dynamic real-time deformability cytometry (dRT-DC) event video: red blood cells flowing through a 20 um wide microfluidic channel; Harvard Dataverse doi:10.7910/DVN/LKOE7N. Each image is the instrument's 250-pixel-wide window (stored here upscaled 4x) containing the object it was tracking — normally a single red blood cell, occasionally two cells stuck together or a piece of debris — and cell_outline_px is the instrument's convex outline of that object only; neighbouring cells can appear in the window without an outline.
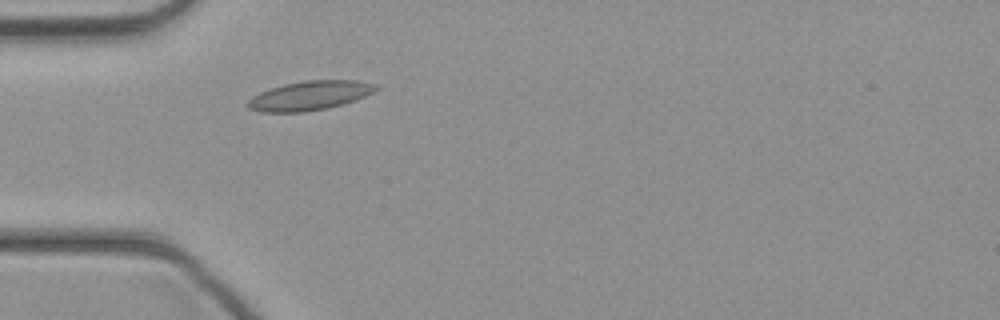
{"species": "common noctule bat (a hibernating species)", "species_latin": "Nyctalus noctula", "temperature_condition": "cold", "stored_images_in_passage": 37, "camera_frame_rate_fps": 3000, "um_per_image_px": 0.085, "animal": {"sex": "female", "body_mass_g": 21.9}, "frame": {"image": 1, "passage_image": 6, "time_ms": 1.667, "image_size_px": [1000, 320], "cell_outline_px": [[380, 88], [364, 96], [344, 104], [328, 108], [304, 112], [260, 112], [248, 108], [248, 100], [252, 96], [260, 92], [284, 84], [304, 80], [356, 80], [376, 84]], "centroid_in_image_um": [26.33, 8.12], "position_along_channel_um": 58.7, "area_um2": 21.79}}
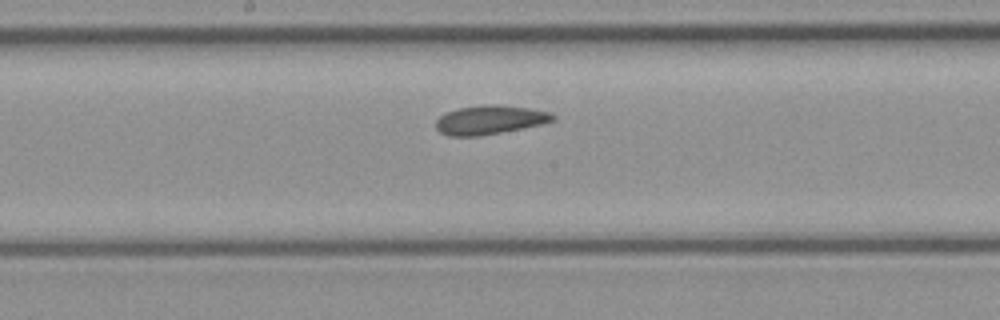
{"frame": {"image": 2, "passage_image": 16, "time_ms": 5.0, "image_size_px": [1000, 320], "cell_outline_px": [[556, 120], [540, 124], [480, 136], [448, 136], [440, 132], [436, 128], [436, 120], [444, 112], [456, 108], [484, 104], [500, 104], [528, 108], [548, 112], [556, 116]], "centroid_in_image_um": [41.58, 10.17], "position_along_channel_um": 206.6, "area_um2": 19.77}}
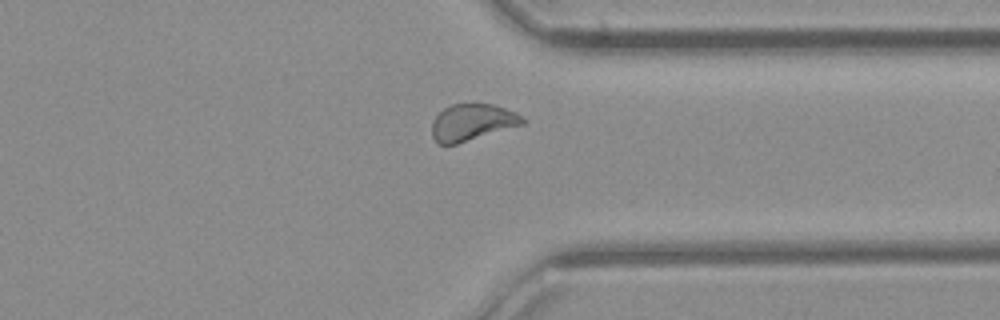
{"frame": {"image": 3, "passage_image": 27, "time_ms": 8.667, "image_size_px": [1000, 320], "cell_outline_px": [[528, 120], [524, 124], [456, 144], [436, 144], [432, 136], [432, 120], [444, 108], [452, 104], [492, 104], [516, 112]], "centroid_in_image_um": [40.14, 10.4], "position_along_channel_um": 371.3, "area_um2": 19.36}}